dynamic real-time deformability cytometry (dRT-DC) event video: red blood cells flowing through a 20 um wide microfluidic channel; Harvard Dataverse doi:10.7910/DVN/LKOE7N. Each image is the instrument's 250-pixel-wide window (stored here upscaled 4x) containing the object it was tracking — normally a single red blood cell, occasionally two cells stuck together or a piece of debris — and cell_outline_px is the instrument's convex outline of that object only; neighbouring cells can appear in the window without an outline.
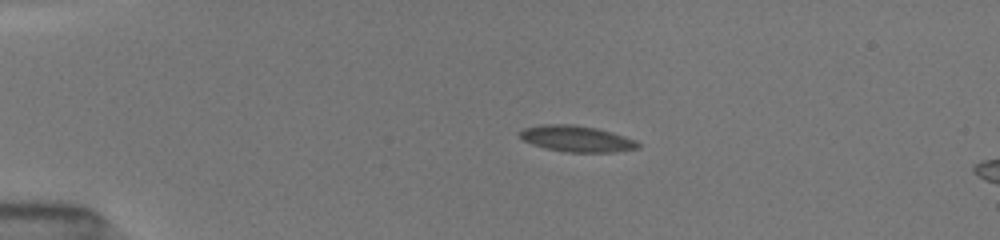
{"species": "common noctule bat (a hibernating species)", "species_latin": "Nyctalus noctula", "temperature_condition": "room temperature", "stored_images_in_passage": 7, "camera_frame_rate_fps": 3000, "um_per_image_px": 0.085, "animal": {"sex": "female", "body_mass_g": 19.5, "forearm_length_mm": 54.1}, "frame": {"image": 1, "passage_image": 1, "time_ms": 0.0, "image_size_px": [1000, 240], "cell_outline_px": [[640, 144], [636, 148], [612, 152], [564, 152], [532, 144], [524, 140], [520, 136], [520, 132], [524, 128], [544, 124], [568, 124], [596, 128], [632, 140]], "centroid_in_image_um": [48.94, 11.79], "position_along_channel_um": 36.1, "area_um2": 17.34}}